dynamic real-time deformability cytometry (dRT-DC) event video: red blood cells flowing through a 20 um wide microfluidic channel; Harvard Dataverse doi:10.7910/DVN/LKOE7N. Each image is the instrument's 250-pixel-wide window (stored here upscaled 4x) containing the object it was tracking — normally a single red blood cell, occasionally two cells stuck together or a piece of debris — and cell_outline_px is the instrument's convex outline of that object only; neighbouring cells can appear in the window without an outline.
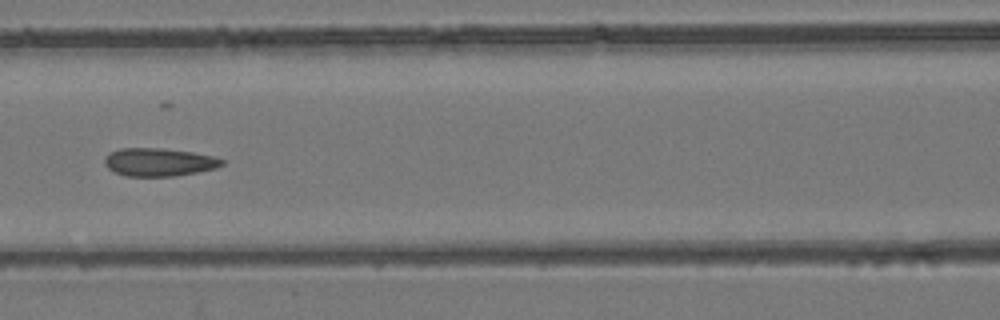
{"species": "common noctule bat (a hibernating species)", "species_latin": "Nyctalus noctula", "temperature_condition": "room temperature", "stored_images_in_passage": 9, "camera_frame_rate_fps": 3000, "um_per_image_px": 0.085, "animal": {"sex": "female", "body_mass_g": 24.6, "forearm_length_mm": 56.2}, "frame": {"image": 1, "passage_image": 8, "time_ms": 8.0, "image_size_px": [1000, 320], "cell_outline_px": [[224, 164], [216, 168], [176, 176], [124, 176], [108, 168], [104, 164], [104, 160], [112, 152], [120, 148], [160, 148], [192, 152], [212, 156], [224, 160]], "centroid_in_image_um": [13.52, 13.78], "position_along_channel_um": 153.1, "area_um2": 19.02}}